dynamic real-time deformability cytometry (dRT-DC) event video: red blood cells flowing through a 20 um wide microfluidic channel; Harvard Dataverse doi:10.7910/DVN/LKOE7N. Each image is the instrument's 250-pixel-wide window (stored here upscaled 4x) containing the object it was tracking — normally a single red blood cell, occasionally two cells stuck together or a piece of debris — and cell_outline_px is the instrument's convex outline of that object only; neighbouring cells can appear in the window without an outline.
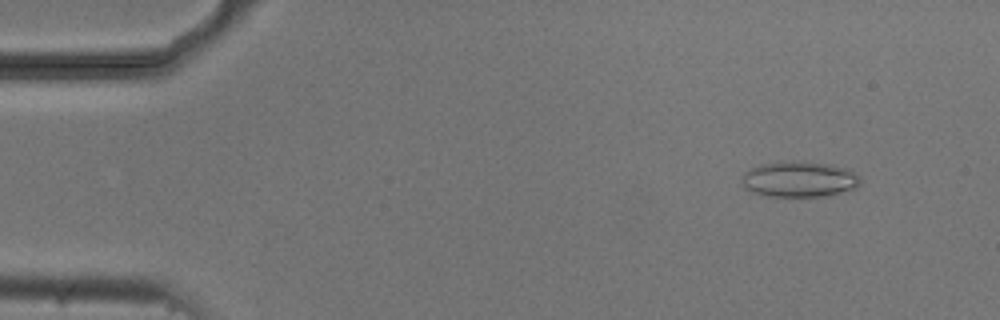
{"species": "common noctule bat (a hibernating species)", "species_latin": "Nyctalus noctula", "temperature_condition": "cold", "stored_images_in_passage": 16, "camera_frame_rate_fps": 3000, "um_per_image_px": 0.085, "animal": {"sex": "male", "body_mass_g": 20.5, "forearm_length_mm": 52.5}, "frame": {"image": 1, "passage_image": 5, "time_ms": 1.333, "image_size_px": [1000, 320], "cell_outline_px": [[860, 184], [856, 188], [832, 196], [768, 196], [752, 192], [744, 188], [740, 180], [744, 172], [760, 164], [792, 160], [832, 164], [852, 168], [860, 176]], "centroid_in_image_um": [67.99, 15.22], "position_along_channel_um": 17.0, "area_um2": 25.32}}